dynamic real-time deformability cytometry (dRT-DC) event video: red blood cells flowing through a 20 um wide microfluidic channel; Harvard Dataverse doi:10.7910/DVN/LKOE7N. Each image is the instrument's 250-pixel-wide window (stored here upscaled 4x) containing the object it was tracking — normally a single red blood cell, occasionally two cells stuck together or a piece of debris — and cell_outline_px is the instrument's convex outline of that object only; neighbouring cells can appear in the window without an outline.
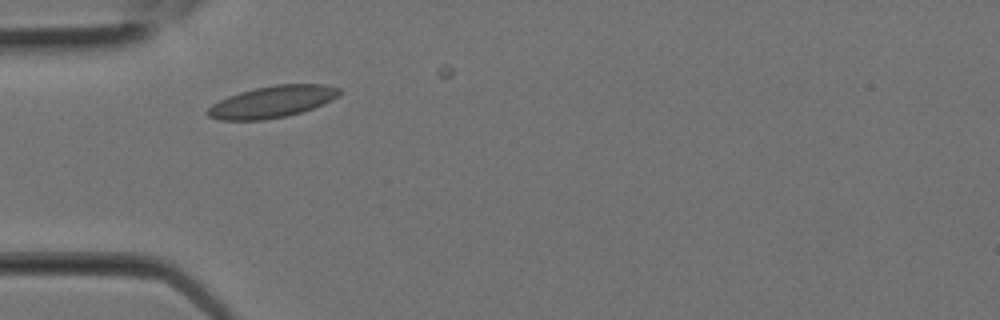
{"species": "Egyptian fruit bat (a non-hibernating species)", "species_latin": "Rousettus aegyptiacus", "temperature_condition": "room temperature", "stored_images_in_passage": 3, "camera_frame_rate_fps": 3000, "um_per_image_px": 0.085, "animal": {"sex": "female"}, "frame": {"image": 1, "passage_image": 3, "time_ms": 0.667, "image_size_px": [1000, 320], "cell_outline_px": [[344, 92], [340, 96], [332, 100], [312, 108], [288, 116], [264, 120], [220, 120], [208, 116], [204, 112], [212, 104], [228, 96], [240, 92], [256, 88], [276, 84], [324, 84], [340, 88]], "centroid_in_image_um": [23.16, 8.65], "position_along_channel_um": 61.8, "area_um2": 24.51}}